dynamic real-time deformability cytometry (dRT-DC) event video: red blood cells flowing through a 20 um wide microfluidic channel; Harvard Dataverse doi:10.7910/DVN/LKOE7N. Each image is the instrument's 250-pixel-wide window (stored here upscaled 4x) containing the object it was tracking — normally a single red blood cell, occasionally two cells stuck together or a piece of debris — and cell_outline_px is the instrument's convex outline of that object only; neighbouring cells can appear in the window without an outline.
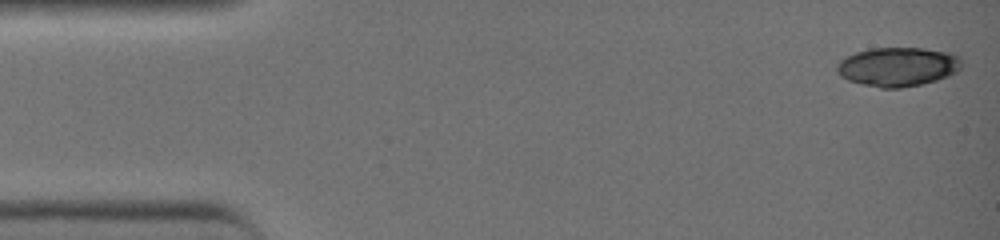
{"species": "common noctule bat (a hibernating species)", "species_latin": "Nyctalus noctula", "temperature_condition": "warm", "stored_images_in_passage": 41, "camera_frame_rate_fps": 3000, "um_per_image_px": 0.085, "animal": {"sex": "female", "body_mass_g": 19.0, "forearm_length_mm": 51.5}, "frame": {"image": 1, "passage_image": 1, "time_ms": 0.0, "image_size_px": [1000, 240], "cell_outline_px": [[960, 68], [956, 72], [948, 76], [936, 80], [920, 84], [900, 88], [880, 88], [860, 84], [848, 80], [840, 76], [836, 72], [836, 64], [840, 60], [856, 52], [868, 48], [924, 48], [948, 52], [960, 56]], "centroid_in_image_um": [76.28, 5.67], "position_along_channel_um": 8.7, "area_um2": 28.5}}
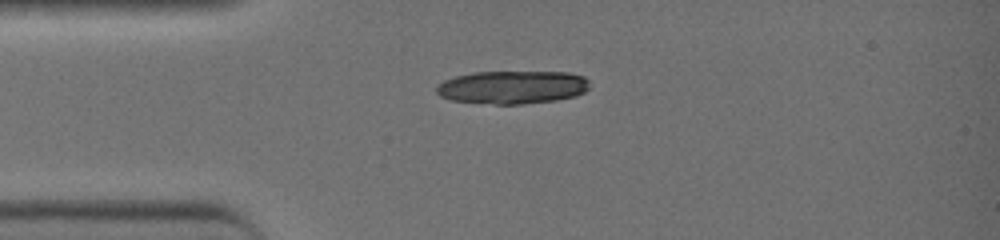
{"frame": {"image": 2, "passage_image": 10, "time_ms": 3.0, "image_size_px": [1000, 240], "cell_outline_px": [[588, 88], [584, 92], [576, 96], [556, 100], [524, 104], [496, 104], [452, 100], [440, 96], [436, 92], [436, 88], [444, 80], [456, 76], [472, 72], [568, 72], [584, 76], [588, 80]], "centroid_in_image_um": [43.57, 7.41], "position_along_channel_um": 41.4, "area_um2": 29.54}}